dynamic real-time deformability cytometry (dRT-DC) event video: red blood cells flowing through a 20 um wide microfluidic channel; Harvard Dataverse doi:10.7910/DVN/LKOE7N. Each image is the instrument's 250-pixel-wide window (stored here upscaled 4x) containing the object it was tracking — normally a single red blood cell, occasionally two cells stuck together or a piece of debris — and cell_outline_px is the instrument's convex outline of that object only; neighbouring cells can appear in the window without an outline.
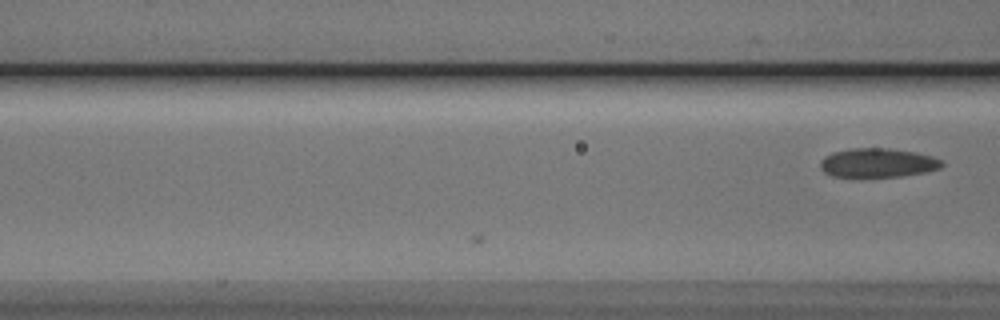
{"species": "Egyptian fruit bat (a non-hibernating species)", "species_latin": "Rousettus aegyptiacus", "temperature_condition": "cold", "stored_images_in_passage": 5, "camera_frame_rate_fps": 3000, "um_per_image_px": 0.085, "animal": {"sex": "male"}, "frame": {"image": 1, "passage_image": 5, "time_ms": 1.333, "image_size_px": [1000, 320], "cell_outline_px": [[944, 164], [940, 168], [924, 172], [900, 176], [832, 176], [824, 172], [820, 168], [820, 160], [824, 156], [832, 152], [852, 148], [888, 148], [916, 152], [932, 156], [940, 160]], "centroid_in_image_um": [74.58, 13.82], "position_along_channel_um": 92.0, "area_um2": 20.46}}